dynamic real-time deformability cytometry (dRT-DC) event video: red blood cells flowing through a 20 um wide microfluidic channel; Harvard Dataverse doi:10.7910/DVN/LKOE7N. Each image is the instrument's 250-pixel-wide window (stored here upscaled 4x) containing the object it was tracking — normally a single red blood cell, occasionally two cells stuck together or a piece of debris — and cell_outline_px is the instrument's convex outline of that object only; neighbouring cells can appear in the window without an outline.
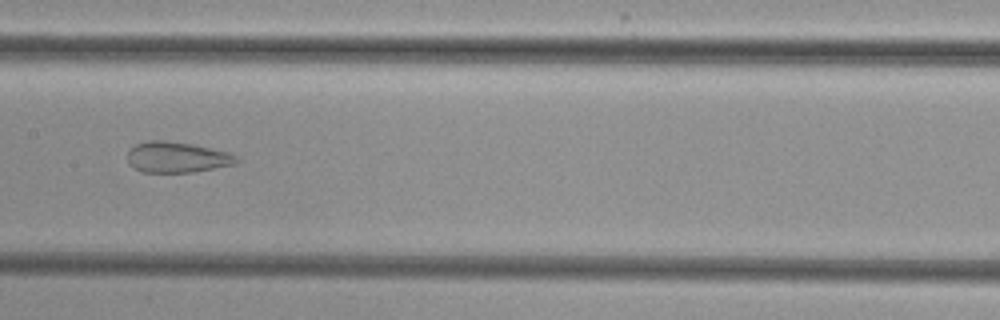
{"species": "common noctule bat (a hibernating species)", "species_latin": "Nyctalus noctula", "temperature_condition": "cold", "stored_images_in_passage": 50, "camera_frame_rate_fps": 3000, "um_per_image_px": 0.085, "animal": {"sex": "female", "body_mass_g": 29.2, "forearm_length_mm": 56.3}, "frame": {"image": 1, "passage_image": 27, "time_ms": 8.667, "image_size_px": [1000, 320], "cell_outline_px": [[240, 160], [232, 164], [192, 172], [144, 172], [132, 168], [128, 164], [128, 148], [136, 144], [148, 140], [164, 140], [192, 144], [228, 152], [236, 156]], "centroid_in_image_um": [14.97, 13.35], "position_along_channel_um": 192.4, "area_um2": 19.48}}
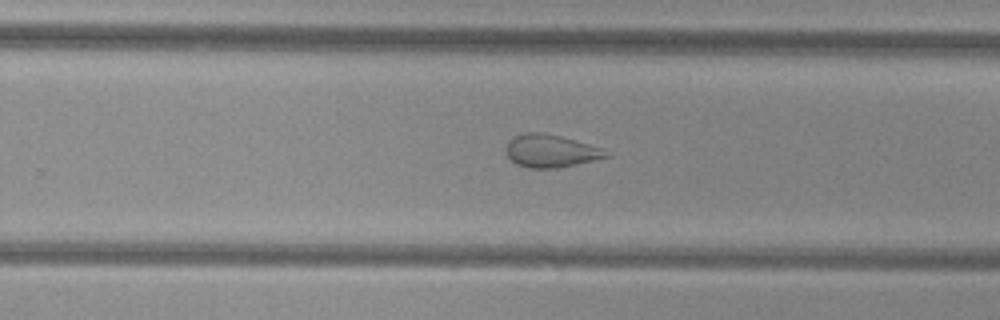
{"frame": {"image": 2, "passage_image": 34, "time_ms": 11.0, "image_size_px": [1000, 320], "cell_outline_px": [[612, 156], [556, 168], [528, 168], [516, 164], [504, 152], [504, 148], [508, 140], [512, 136], [524, 132], [544, 132], [560, 136], [588, 144], [600, 148]], "centroid_in_image_um": [46.72, 12.82], "position_along_channel_um": 283.1, "area_um2": 19.13}}
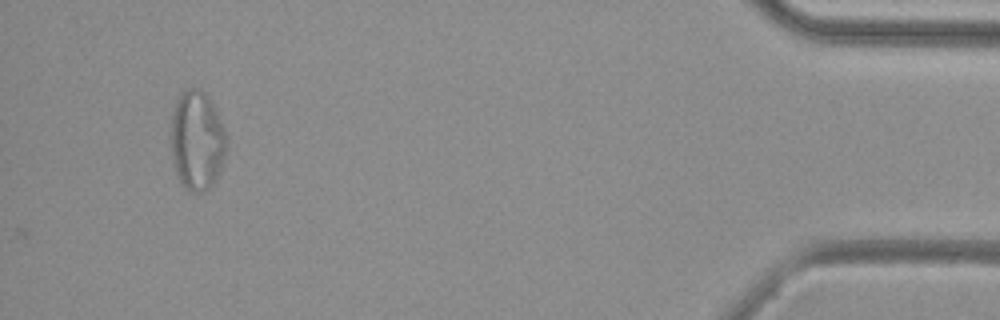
{"frame": {"image": 3, "passage_image": 50, "time_ms": 16.333, "image_size_px": [1000, 320], "cell_outline_px": [[228, 148], [216, 180], [204, 192], [192, 192], [184, 188], [180, 184], [176, 176], [172, 160], [168, 140], [172, 116], [176, 100], [188, 88], [200, 88], [208, 96], [224, 128], [228, 140]], "centroid_in_image_um": [16.72, 11.98], "position_along_channel_um": 418.5, "area_um2": 33.0}}